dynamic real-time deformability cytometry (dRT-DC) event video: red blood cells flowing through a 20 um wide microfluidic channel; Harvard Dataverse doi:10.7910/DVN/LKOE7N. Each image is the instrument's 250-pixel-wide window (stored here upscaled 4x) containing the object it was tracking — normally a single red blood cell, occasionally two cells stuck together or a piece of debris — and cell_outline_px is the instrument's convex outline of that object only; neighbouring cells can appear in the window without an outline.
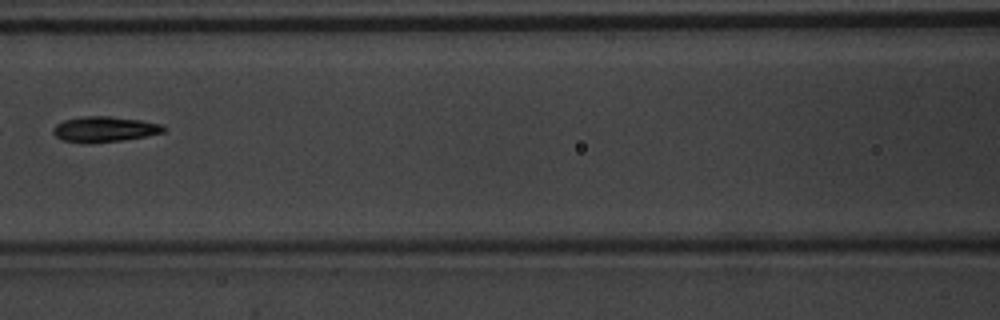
{"species": "common noctule bat (a hibernating species)", "species_latin": "Nyctalus noctula", "temperature_condition": "warm", "stored_images_in_passage": 4, "camera_frame_rate_fps": 3000, "um_per_image_px": 0.085, "animal": {"sex": "male", "body_mass_g": 20.1, "forearm_length_mm": 53.5}, "frame": {"image": 1, "passage_image": 3, "time_ms": 0.667, "image_size_px": [1000, 320], "cell_outline_px": [[168, 128], [164, 132], [124, 140], [88, 144], [84, 144], [64, 140], [56, 136], [52, 132], [52, 128], [56, 124], [64, 120], [84, 116], [108, 116], [140, 120], [164, 124]], "centroid_in_image_um": [8.89, 10.99], "position_along_channel_um": 157.7, "area_um2": 16.59}}